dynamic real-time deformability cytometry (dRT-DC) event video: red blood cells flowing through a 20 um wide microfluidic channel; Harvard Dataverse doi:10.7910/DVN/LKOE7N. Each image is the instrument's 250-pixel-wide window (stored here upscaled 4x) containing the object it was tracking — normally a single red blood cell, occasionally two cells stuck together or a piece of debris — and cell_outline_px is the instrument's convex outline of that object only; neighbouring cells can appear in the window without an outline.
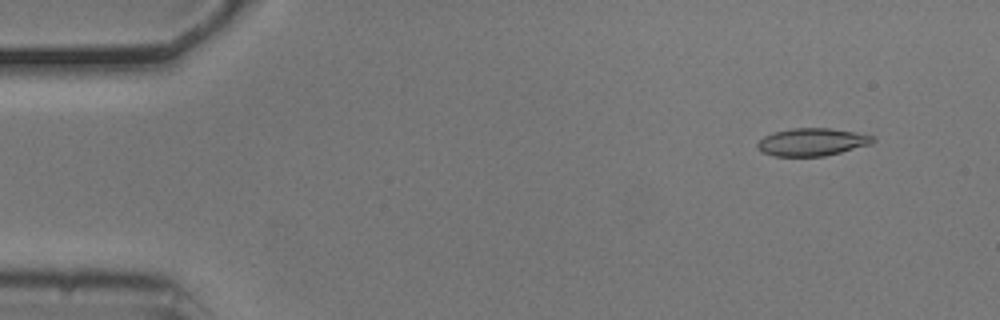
{"species": "common noctule bat (a hibernating species)", "species_latin": "Nyctalus noctula", "temperature_condition": "cold", "stored_images_in_passage": 54, "camera_frame_rate_fps": 3000, "um_per_image_px": 0.085, "animal": {"sex": "male", "body_mass_g": 20.5, "forearm_length_mm": 52.5}, "frame": {"image": 1, "passage_image": 5, "time_ms": 1.333, "image_size_px": [1000, 320], "cell_outline_px": [[876, 140], [872, 144], [824, 156], [772, 156], [764, 152], [756, 144], [764, 136], [776, 132], [792, 128], [828, 128], [856, 132], [876, 136]], "centroid_in_image_um": [69.08, 12.07], "position_along_channel_um": 15.9, "area_um2": 18.5}}
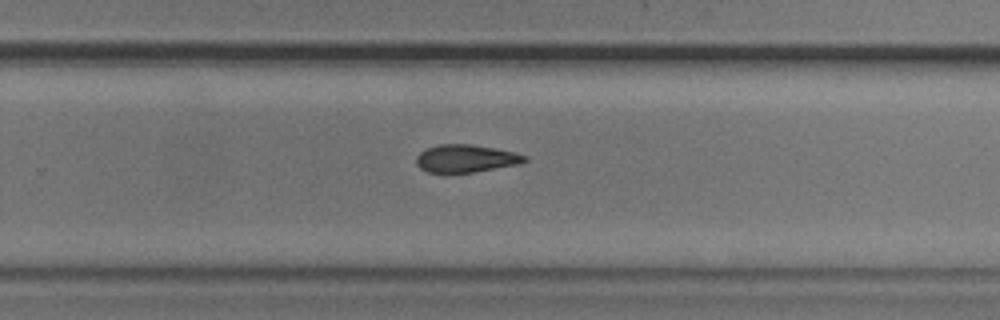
{"frame": {"image": 2, "passage_image": 35, "time_ms": 11.333, "image_size_px": [1000, 320], "cell_outline_px": [[528, 160], [520, 164], [472, 172], [428, 172], [420, 168], [416, 164], [416, 156], [420, 152], [428, 148], [440, 144], [468, 144], [492, 148], [512, 152], [528, 156]], "centroid_in_image_um": [39.59, 13.47], "position_along_channel_um": 290.2, "area_um2": 17.22}}
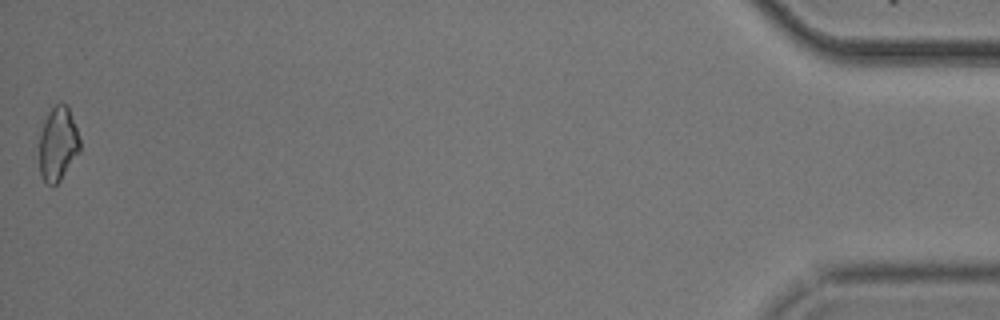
{"frame": {"image": 3, "passage_image": 54, "time_ms": 17.667, "image_size_px": [1000, 320], "cell_outline_px": [[80, 152], [60, 180], [52, 188], [40, 176], [40, 132], [44, 120], [48, 112], [60, 100], [68, 104], [80, 140]], "centroid_in_image_um": [4.93, 12.21], "position_along_channel_um": 430.3, "area_um2": 17.74}, "authors_computed_cell_mechanics": {"area_um2": 18.3804, "velocity_mm_per_s": 3.7348, "shape_relaxation_time_tau1_ms": 2.6813, "shape_relaxation_time_tau2_ms": 6.8942, "deformation_change_tau1": 0.0909, "deformation_change_tau2": 0.15}}